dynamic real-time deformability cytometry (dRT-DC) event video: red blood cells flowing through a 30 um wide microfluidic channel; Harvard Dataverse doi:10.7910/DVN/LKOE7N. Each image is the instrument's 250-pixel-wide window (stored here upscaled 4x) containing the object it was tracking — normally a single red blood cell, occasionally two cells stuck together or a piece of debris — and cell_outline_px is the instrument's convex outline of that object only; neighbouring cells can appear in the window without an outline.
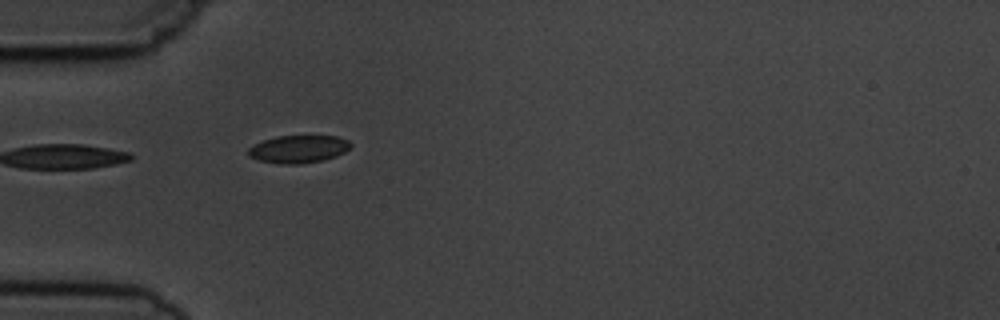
{"species": "common noctule bat (a hibernating species)", "species_latin": "Nyctalus noctula", "temperature_condition": "cold", "stored_images_in_passage": 3, "camera_frame_rate_fps": 3000, "um_per_image_px": 0.085, "animal": {"sex": "male", "body_mass_g": 19.5, "forearm_length_mm": 54.6}, "frame": {"image": 1, "passage_image": 1, "time_ms": 0.0, "image_size_px": [1000, 320], "cell_outline_px": [[352, 148], [336, 156], [324, 160], [300, 164], [280, 164], [260, 160], [248, 156], [248, 148], [264, 140], [276, 136], [336, 136], [348, 140], [352, 144]], "centroid_in_image_um": [25.4, 12.67], "position_along_channel_um": 59.6, "area_um2": 16.53}}
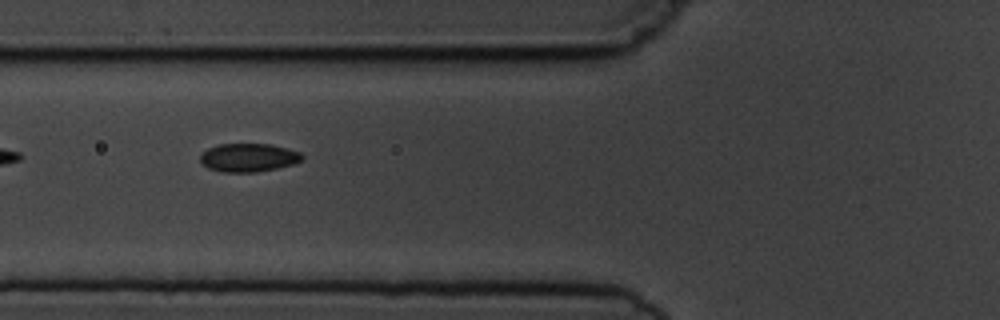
{"frame": {"image": 2, "passage_image": 2, "time_ms": 1.333, "image_size_px": [1000, 320], "cell_outline_px": [[304, 156], [300, 160], [292, 164], [276, 168], [256, 172], [224, 172], [208, 168], [200, 160], [200, 156], [208, 148], [220, 144], [272, 144], [300, 152]], "centroid_in_image_um": [21.12, 13.39], "position_along_channel_um": 104.7, "area_um2": 16.65}}
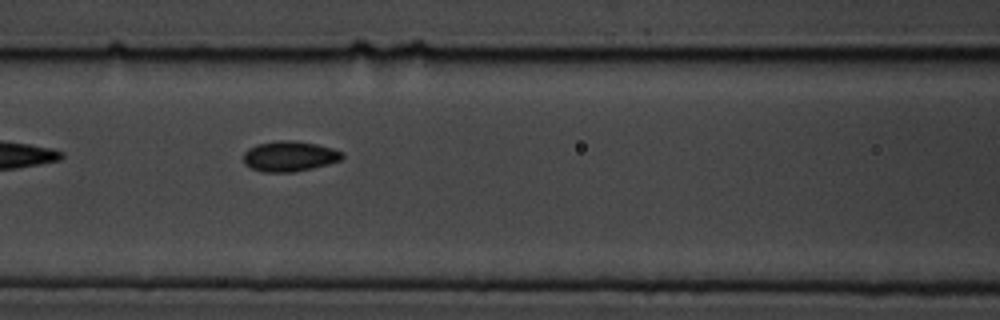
{"frame": {"image": 3, "passage_image": 3, "time_ms": 2.333, "image_size_px": [1000, 320], "cell_outline_px": [[344, 156], [340, 160], [328, 164], [312, 168], [292, 172], [264, 172], [252, 168], [244, 164], [244, 152], [248, 148], [256, 144], [276, 140], [296, 140], [316, 144], [332, 148], [344, 152]], "centroid_in_image_um": [24.6, 13.27], "position_along_channel_um": 142.0, "area_um2": 17.57}}